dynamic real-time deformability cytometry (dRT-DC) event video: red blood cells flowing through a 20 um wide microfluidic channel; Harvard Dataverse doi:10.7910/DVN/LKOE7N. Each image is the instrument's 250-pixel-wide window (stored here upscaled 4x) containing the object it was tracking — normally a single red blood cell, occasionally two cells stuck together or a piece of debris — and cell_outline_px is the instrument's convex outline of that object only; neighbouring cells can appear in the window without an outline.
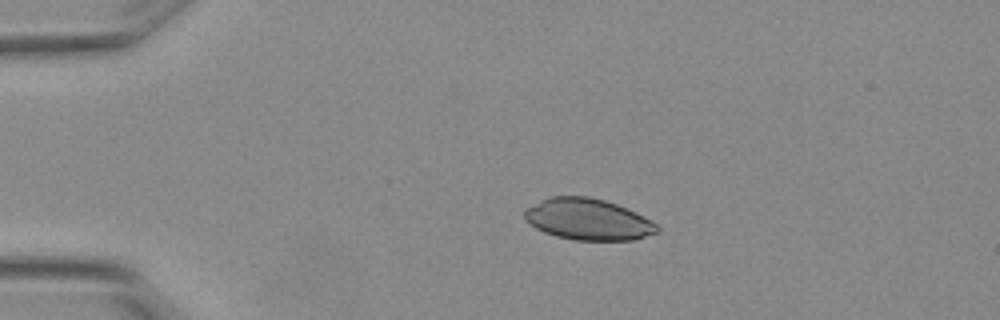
{"species": "Egyptian fruit bat (a non-hibernating species)", "species_latin": "Rousettus aegyptiacus", "temperature_condition": "warm", "stored_images_in_passage": 1, "camera_frame_rate_fps": 3000, "um_per_image_px": 0.085, "animal": {"sex": "female"}, "frame": {"image": 1, "passage_image": 1, "time_ms": 0.0, "image_size_px": [1000, 320], "cell_outline_px": [[660, 232], [632, 240], [576, 240], [556, 236], [544, 232], [536, 228], [524, 220], [524, 208], [548, 196], [588, 196], [604, 200], [628, 208], [652, 220], [660, 228]], "centroid_in_image_um": [49.97, 18.64], "position_along_channel_um": 35.0, "area_um2": 32.25}}